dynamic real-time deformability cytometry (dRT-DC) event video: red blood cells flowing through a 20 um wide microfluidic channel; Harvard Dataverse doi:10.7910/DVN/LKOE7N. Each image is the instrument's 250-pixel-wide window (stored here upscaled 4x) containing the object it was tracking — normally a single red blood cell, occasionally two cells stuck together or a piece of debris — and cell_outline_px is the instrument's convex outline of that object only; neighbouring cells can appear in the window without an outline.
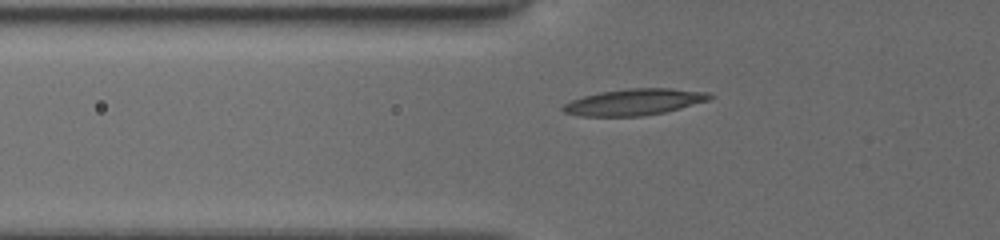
{"species": "common noctule bat (a hibernating species)", "species_latin": "Nyctalus noctula", "temperature_condition": "cold", "stored_images_in_passage": 41, "camera_frame_rate_fps": 3000, "um_per_image_px": 0.085, "animal": {"sex": "female", "body_mass_g": 19.5, "forearm_length_mm": 54.1}, "frame": {"image": 1, "passage_image": 7, "time_ms": 2.0, "image_size_px": [1000, 240], "cell_outline_px": [[712, 96], [704, 100], [676, 108], [660, 112], [632, 116], [596, 116], [568, 112], [564, 108], [568, 104], [576, 100], [588, 96], [608, 92], [652, 88], [660, 88], [688, 92]], "centroid_in_image_um": [53.84, 8.7], "position_along_channel_um": 72.0, "area_um2": 19.65}}
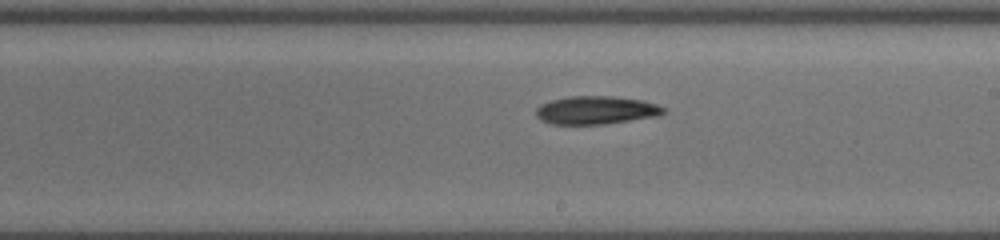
{"frame": {"image": 2, "passage_image": 20, "time_ms": 6.333, "image_size_px": [1000, 240], "cell_outline_px": [[664, 108], [660, 112], [624, 120], [588, 124], [560, 124], [544, 120], [536, 112], [544, 104], [556, 100], [584, 96], [636, 100], [652, 104]], "centroid_in_image_um": [50.54, 9.37], "position_along_channel_um": 238.5, "area_um2": 18.26}}
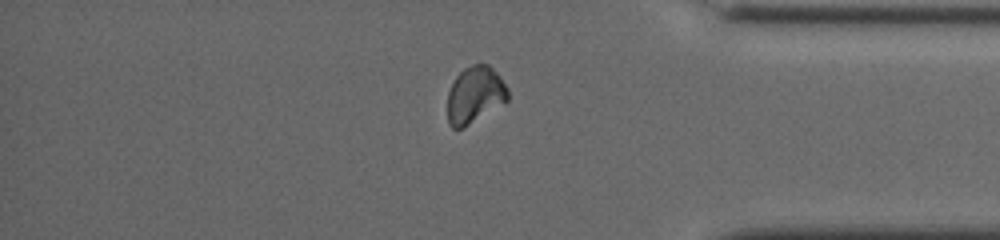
{"frame": {"image": 3, "passage_image": 33, "time_ms": 10.667, "image_size_px": [1000, 240], "cell_outline_px": [[508, 100], [460, 128], [452, 128], [448, 120], [448, 96], [452, 84], [460, 72], [476, 64], [484, 64], [504, 84], [508, 92]], "centroid_in_image_um": [40.32, 8.09], "position_along_channel_um": 394.9, "area_um2": 18.61}}